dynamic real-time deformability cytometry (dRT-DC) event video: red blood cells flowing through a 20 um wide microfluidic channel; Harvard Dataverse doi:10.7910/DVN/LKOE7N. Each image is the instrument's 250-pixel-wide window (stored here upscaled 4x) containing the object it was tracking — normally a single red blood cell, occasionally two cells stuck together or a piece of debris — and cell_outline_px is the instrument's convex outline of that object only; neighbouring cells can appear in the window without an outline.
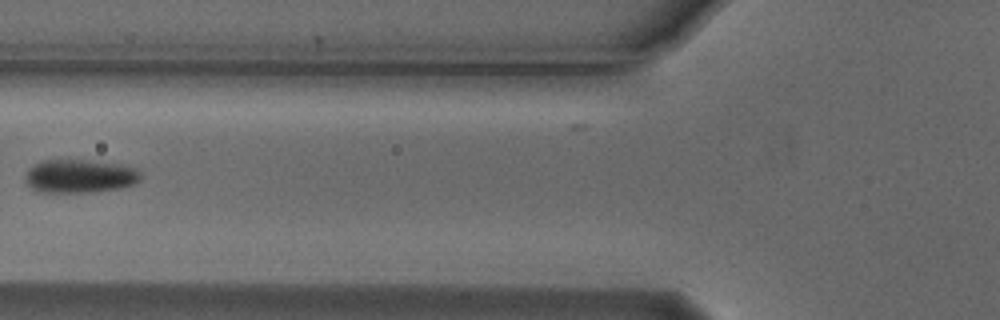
{"species": "Egyptian fruit bat (a non-hibernating species)", "species_latin": "Rousettus aegyptiacus", "temperature_condition": "cold", "stored_images_in_passage": 6, "camera_frame_rate_fps": 3000, "um_per_image_px": 0.085, "animal": {"sex": "male"}, "frame": {"image": 1, "passage_image": 6, "time_ms": 1.667, "image_size_px": [1000, 320], "cell_outline_px": [[140, 180], [136, 184], [120, 188], [96, 192], [40, 192], [32, 188], [24, 180], [24, 176], [28, 168], [32, 164], [44, 160], [80, 160], [116, 164], [136, 168], [140, 172]], "centroid_in_image_um": [6.75, 14.98], "position_along_channel_um": 119.1, "area_um2": 22.54}}